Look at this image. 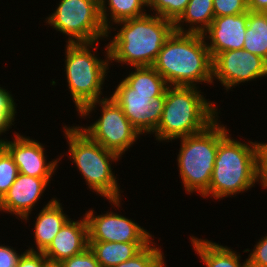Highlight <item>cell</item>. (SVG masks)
I'll return each instance as SVG.
<instances>
[{
	"label": "cell",
	"instance_id": "cell-1",
	"mask_svg": "<svg viewBox=\"0 0 267 267\" xmlns=\"http://www.w3.org/2000/svg\"><path fill=\"white\" fill-rule=\"evenodd\" d=\"M112 31H115L114 35ZM174 31L173 22L149 12L116 22L106 35V40H110L107 43L110 68L118 63L121 64L118 66L125 65L127 68L152 66L165 41Z\"/></svg>",
	"mask_w": 267,
	"mask_h": 267
},
{
	"label": "cell",
	"instance_id": "cell-2",
	"mask_svg": "<svg viewBox=\"0 0 267 267\" xmlns=\"http://www.w3.org/2000/svg\"><path fill=\"white\" fill-rule=\"evenodd\" d=\"M212 57L199 33L174 31L165 41L152 67L169 86L212 85Z\"/></svg>",
	"mask_w": 267,
	"mask_h": 267
},
{
	"label": "cell",
	"instance_id": "cell-3",
	"mask_svg": "<svg viewBox=\"0 0 267 267\" xmlns=\"http://www.w3.org/2000/svg\"><path fill=\"white\" fill-rule=\"evenodd\" d=\"M230 132L218 143L211 181L203 199L221 201L251 191L258 184L257 141L245 142L243 137L237 140Z\"/></svg>",
	"mask_w": 267,
	"mask_h": 267
},
{
	"label": "cell",
	"instance_id": "cell-4",
	"mask_svg": "<svg viewBox=\"0 0 267 267\" xmlns=\"http://www.w3.org/2000/svg\"><path fill=\"white\" fill-rule=\"evenodd\" d=\"M203 94L200 87L168 86L161 119L153 133L155 140L172 143L199 133L212 124L221 111L214 101Z\"/></svg>",
	"mask_w": 267,
	"mask_h": 267
},
{
	"label": "cell",
	"instance_id": "cell-5",
	"mask_svg": "<svg viewBox=\"0 0 267 267\" xmlns=\"http://www.w3.org/2000/svg\"><path fill=\"white\" fill-rule=\"evenodd\" d=\"M63 126L62 132L69 147L66 149L68 159L85 180L87 189L103 197V200L118 198L123 200L121 193L124 191L120 189L118 175H115L114 165L112 166L122 158L92 140L78 125L74 126L73 123L72 126L66 124Z\"/></svg>",
	"mask_w": 267,
	"mask_h": 267
},
{
	"label": "cell",
	"instance_id": "cell-6",
	"mask_svg": "<svg viewBox=\"0 0 267 267\" xmlns=\"http://www.w3.org/2000/svg\"><path fill=\"white\" fill-rule=\"evenodd\" d=\"M100 42L66 43L64 47V78L77 113L86 105L107 97L103 96V89L111 73L108 44H104L103 59L97 50Z\"/></svg>",
	"mask_w": 267,
	"mask_h": 267
},
{
	"label": "cell",
	"instance_id": "cell-7",
	"mask_svg": "<svg viewBox=\"0 0 267 267\" xmlns=\"http://www.w3.org/2000/svg\"><path fill=\"white\" fill-rule=\"evenodd\" d=\"M220 116L205 130L176 139L180 141L177 155L179 178L183 190L202 196L209 188L219 141L229 132Z\"/></svg>",
	"mask_w": 267,
	"mask_h": 267
},
{
	"label": "cell",
	"instance_id": "cell-8",
	"mask_svg": "<svg viewBox=\"0 0 267 267\" xmlns=\"http://www.w3.org/2000/svg\"><path fill=\"white\" fill-rule=\"evenodd\" d=\"M100 109H97L99 108ZM101 110L99 118L88 125H78L92 140L99 143L106 150L123 155L137 144L140 133L132 126L123 113L122 108L109 95L104 99L86 105L79 113L81 119L91 118V114ZM94 111V112H93Z\"/></svg>",
	"mask_w": 267,
	"mask_h": 267
},
{
	"label": "cell",
	"instance_id": "cell-9",
	"mask_svg": "<svg viewBox=\"0 0 267 267\" xmlns=\"http://www.w3.org/2000/svg\"><path fill=\"white\" fill-rule=\"evenodd\" d=\"M55 11L45 18V24L65 35L66 43L106 41L99 0H59ZM103 39V40H102ZM105 39V40H104Z\"/></svg>",
	"mask_w": 267,
	"mask_h": 267
},
{
	"label": "cell",
	"instance_id": "cell-10",
	"mask_svg": "<svg viewBox=\"0 0 267 267\" xmlns=\"http://www.w3.org/2000/svg\"><path fill=\"white\" fill-rule=\"evenodd\" d=\"M114 208L120 212L104 211L97 214L94 208H89L84 215L88 224V241H103V242H152L154 235L147 229H144L135 220L125 214H121L123 203L121 198L107 199ZM110 211V212H109ZM106 212V213H105ZM97 215V216H96Z\"/></svg>",
	"mask_w": 267,
	"mask_h": 267
},
{
	"label": "cell",
	"instance_id": "cell-11",
	"mask_svg": "<svg viewBox=\"0 0 267 267\" xmlns=\"http://www.w3.org/2000/svg\"><path fill=\"white\" fill-rule=\"evenodd\" d=\"M266 77L267 61L244 49L218 53L212 61V85L219 82L226 93L240 84Z\"/></svg>",
	"mask_w": 267,
	"mask_h": 267
},
{
	"label": "cell",
	"instance_id": "cell-12",
	"mask_svg": "<svg viewBox=\"0 0 267 267\" xmlns=\"http://www.w3.org/2000/svg\"><path fill=\"white\" fill-rule=\"evenodd\" d=\"M110 96L122 108L132 126L141 136L152 135L161 119L165 104L164 94L132 93V88L122 79Z\"/></svg>",
	"mask_w": 267,
	"mask_h": 267
},
{
	"label": "cell",
	"instance_id": "cell-13",
	"mask_svg": "<svg viewBox=\"0 0 267 267\" xmlns=\"http://www.w3.org/2000/svg\"><path fill=\"white\" fill-rule=\"evenodd\" d=\"M12 134L14 135L12 139L8 138L3 147L12 156L18 172L37 178H52L65 152L60 156L57 155L59 158L47 161L45 144L16 131Z\"/></svg>",
	"mask_w": 267,
	"mask_h": 267
},
{
	"label": "cell",
	"instance_id": "cell-14",
	"mask_svg": "<svg viewBox=\"0 0 267 267\" xmlns=\"http://www.w3.org/2000/svg\"><path fill=\"white\" fill-rule=\"evenodd\" d=\"M51 180L53 178H37L18 173L15 182L0 200V212L15 216L21 222H30L29 219L33 218L32 211H37L36 207L44 197L43 193L50 187Z\"/></svg>",
	"mask_w": 267,
	"mask_h": 267
},
{
	"label": "cell",
	"instance_id": "cell-15",
	"mask_svg": "<svg viewBox=\"0 0 267 267\" xmlns=\"http://www.w3.org/2000/svg\"><path fill=\"white\" fill-rule=\"evenodd\" d=\"M248 12L214 17L202 33L212 59L221 52L243 49Z\"/></svg>",
	"mask_w": 267,
	"mask_h": 267
},
{
	"label": "cell",
	"instance_id": "cell-16",
	"mask_svg": "<svg viewBox=\"0 0 267 267\" xmlns=\"http://www.w3.org/2000/svg\"><path fill=\"white\" fill-rule=\"evenodd\" d=\"M82 216L78 220L70 218L42 252L49 262L61 263L89 247L88 224L85 215Z\"/></svg>",
	"mask_w": 267,
	"mask_h": 267
},
{
	"label": "cell",
	"instance_id": "cell-17",
	"mask_svg": "<svg viewBox=\"0 0 267 267\" xmlns=\"http://www.w3.org/2000/svg\"><path fill=\"white\" fill-rule=\"evenodd\" d=\"M61 200L57 197L50 199L35 216L33 220V239L34 244L28 246V251L43 252L53 241L62 226L70 219L64 210ZM65 212V213H64ZM67 214V215H66ZM34 245V246H33Z\"/></svg>",
	"mask_w": 267,
	"mask_h": 267
},
{
	"label": "cell",
	"instance_id": "cell-18",
	"mask_svg": "<svg viewBox=\"0 0 267 267\" xmlns=\"http://www.w3.org/2000/svg\"><path fill=\"white\" fill-rule=\"evenodd\" d=\"M189 236L195 255L199 256L197 258L201 259L205 267H250L248 258L241 260V254L237 250L206 238H199L192 234Z\"/></svg>",
	"mask_w": 267,
	"mask_h": 267
},
{
	"label": "cell",
	"instance_id": "cell-19",
	"mask_svg": "<svg viewBox=\"0 0 267 267\" xmlns=\"http://www.w3.org/2000/svg\"><path fill=\"white\" fill-rule=\"evenodd\" d=\"M151 242H103L88 241L100 267H114L138 254Z\"/></svg>",
	"mask_w": 267,
	"mask_h": 267
},
{
	"label": "cell",
	"instance_id": "cell-20",
	"mask_svg": "<svg viewBox=\"0 0 267 267\" xmlns=\"http://www.w3.org/2000/svg\"><path fill=\"white\" fill-rule=\"evenodd\" d=\"M213 0H190L185 11L174 23L179 33L202 34L214 19Z\"/></svg>",
	"mask_w": 267,
	"mask_h": 267
},
{
	"label": "cell",
	"instance_id": "cell-21",
	"mask_svg": "<svg viewBox=\"0 0 267 267\" xmlns=\"http://www.w3.org/2000/svg\"><path fill=\"white\" fill-rule=\"evenodd\" d=\"M99 8L103 25L107 30L116 22L148 13L146 0H99Z\"/></svg>",
	"mask_w": 267,
	"mask_h": 267
},
{
	"label": "cell",
	"instance_id": "cell-22",
	"mask_svg": "<svg viewBox=\"0 0 267 267\" xmlns=\"http://www.w3.org/2000/svg\"><path fill=\"white\" fill-rule=\"evenodd\" d=\"M130 68L129 73L123 75V80L132 88V93L164 94L166 92L169 85L152 66Z\"/></svg>",
	"mask_w": 267,
	"mask_h": 267
},
{
	"label": "cell",
	"instance_id": "cell-23",
	"mask_svg": "<svg viewBox=\"0 0 267 267\" xmlns=\"http://www.w3.org/2000/svg\"><path fill=\"white\" fill-rule=\"evenodd\" d=\"M243 49L267 61V13L248 11Z\"/></svg>",
	"mask_w": 267,
	"mask_h": 267
},
{
	"label": "cell",
	"instance_id": "cell-24",
	"mask_svg": "<svg viewBox=\"0 0 267 267\" xmlns=\"http://www.w3.org/2000/svg\"><path fill=\"white\" fill-rule=\"evenodd\" d=\"M153 240L134 257L114 267H169L160 245ZM160 246V247H159Z\"/></svg>",
	"mask_w": 267,
	"mask_h": 267
},
{
	"label": "cell",
	"instance_id": "cell-25",
	"mask_svg": "<svg viewBox=\"0 0 267 267\" xmlns=\"http://www.w3.org/2000/svg\"><path fill=\"white\" fill-rule=\"evenodd\" d=\"M190 0H146L148 12L175 23ZM150 10V11H149Z\"/></svg>",
	"mask_w": 267,
	"mask_h": 267
},
{
	"label": "cell",
	"instance_id": "cell-26",
	"mask_svg": "<svg viewBox=\"0 0 267 267\" xmlns=\"http://www.w3.org/2000/svg\"><path fill=\"white\" fill-rule=\"evenodd\" d=\"M18 173L17 165L12 156L3 147L0 150V200L15 182Z\"/></svg>",
	"mask_w": 267,
	"mask_h": 267
},
{
	"label": "cell",
	"instance_id": "cell-27",
	"mask_svg": "<svg viewBox=\"0 0 267 267\" xmlns=\"http://www.w3.org/2000/svg\"><path fill=\"white\" fill-rule=\"evenodd\" d=\"M215 17L230 16L248 12L247 0H213Z\"/></svg>",
	"mask_w": 267,
	"mask_h": 267
},
{
	"label": "cell",
	"instance_id": "cell-28",
	"mask_svg": "<svg viewBox=\"0 0 267 267\" xmlns=\"http://www.w3.org/2000/svg\"><path fill=\"white\" fill-rule=\"evenodd\" d=\"M14 94L6 88L0 85V113L14 126L17 115V99L14 98ZM16 100V101H15Z\"/></svg>",
	"mask_w": 267,
	"mask_h": 267
},
{
	"label": "cell",
	"instance_id": "cell-29",
	"mask_svg": "<svg viewBox=\"0 0 267 267\" xmlns=\"http://www.w3.org/2000/svg\"><path fill=\"white\" fill-rule=\"evenodd\" d=\"M253 249H244V253L250 252L248 262L250 267H267V233L258 239Z\"/></svg>",
	"mask_w": 267,
	"mask_h": 267
},
{
	"label": "cell",
	"instance_id": "cell-30",
	"mask_svg": "<svg viewBox=\"0 0 267 267\" xmlns=\"http://www.w3.org/2000/svg\"><path fill=\"white\" fill-rule=\"evenodd\" d=\"M62 267H100L94 252L87 247L82 253L60 263Z\"/></svg>",
	"mask_w": 267,
	"mask_h": 267
},
{
	"label": "cell",
	"instance_id": "cell-31",
	"mask_svg": "<svg viewBox=\"0 0 267 267\" xmlns=\"http://www.w3.org/2000/svg\"><path fill=\"white\" fill-rule=\"evenodd\" d=\"M258 183L267 190V142L257 140Z\"/></svg>",
	"mask_w": 267,
	"mask_h": 267
},
{
	"label": "cell",
	"instance_id": "cell-32",
	"mask_svg": "<svg viewBox=\"0 0 267 267\" xmlns=\"http://www.w3.org/2000/svg\"><path fill=\"white\" fill-rule=\"evenodd\" d=\"M49 260L42 252H32L24 250V253L19 258L17 267H46Z\"/></svg>",
	"mask_w": 267,
	"mask_h": 267
},
{
	"label": "cell",
	"instance_id": "cell-33",
	"mask_svg": "<svg viewBox=\"0 0 267 267\" xmlns=\"http://www.w3.org/2000/svg\"><path fill=\"white\" fill-rule=\"evenodd\" d=\"M14 248L0 243V267H17L19 258L24 252L17 251V247Z\"/></svg>",
	"mask_w": 267,
	"mask_h": 267
},
{
	"label": "cell",
	"instance_id": "cell-34",
	"mask_svg": "<svg viewBox=\"0 0 267 267\" xmlns=\"http://www.w3.org/2000/svg\"><path fill=\"white\" fill-rule=\"evenodd\" d=\"M248 10L267 13V0H247Z\"/></svg>",
	"mask_w": 267,
	"mask_h": 267
},
{
	"label": "cell",
	"instance_id": "cell-35",
	"mask_svg": "<svg viewBox=\"0 0 267 267\" xmlns=\"http://www.w3.org/2000/svg\"><path fill=\"white\" fill-rule=\"evenodd\" d=\"M12 126L13 125L0 113V143H4L8 139L5 134H8ZM2 135L5 136V138H2Z\"/></svg>",
	"mask_w": 267,
	"mask_h": 267
},
{
	"label": "cell",
	"instance_id": "cell-36",
	"mask_svg": "<svg viewBox=\"0 0 267 267\" xmlns=\"http://www.w3.org/2000/svg\"><path fill=\"white\" fill-rule=\"evenodd\" d=\"M46 267H62V266L60 265V263H52V262H49L46 265Z\"/></svg>",
	"mask_w": 267,
	"mask_h": 267
},
{
	"label": "cell",
	"instance_id": "cell-37",
	"mask_svg": "<svg viewBox=\"0 0 267 267\" xmlns=\"http://www.w3.org/2000/svg\"><path fill=\"white\" fill-rule=\"evenodd\" d=\"M3 148V143H0V150Z\"/></svg>",
	"mask_w": 267,
	"mask_h": 267
}]
</instances>
